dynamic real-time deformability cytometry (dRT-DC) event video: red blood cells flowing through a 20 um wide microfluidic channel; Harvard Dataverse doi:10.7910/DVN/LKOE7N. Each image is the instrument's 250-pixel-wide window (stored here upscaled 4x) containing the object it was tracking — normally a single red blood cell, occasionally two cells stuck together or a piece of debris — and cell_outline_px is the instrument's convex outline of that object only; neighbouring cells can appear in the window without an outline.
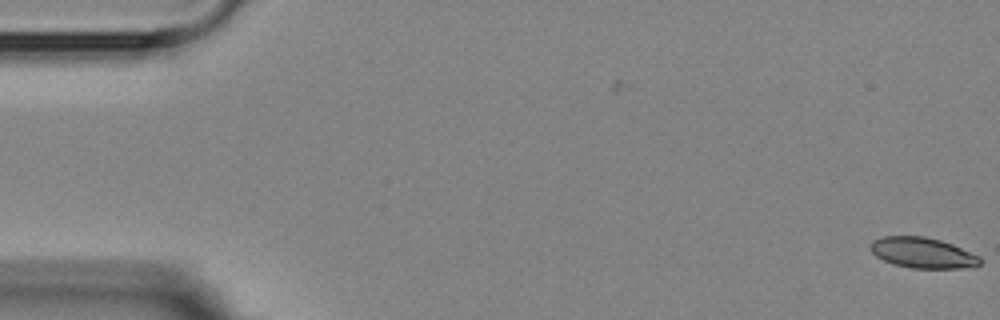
{"species": "Egyptian fruit bat (a non-hibernating species)", "species_latin": "Rousettus aegyptiacus", "temperature_condition": "room temperature", "stored_images_in_passage": 10, "camera_frame_rate_fps": 3000, "um_per_image_px": 0.085, "animal": {"sex": "female"}, "frame": {"image": 1, "passage_image": 1, "time_ms": 0.0, "image_size_px": [1000, 320], "cell_outline_px": [[984, 260], [980, 264], [972, 268], [912, 268], [892, 264], [876, 256], [868, 248], [872, 240], [880, 236], [924, 236], [940, 240], [952, 244], [980, 256]], "centroid_in_image_um": [78.43, 21.49], "position_along_channel_um": 6.6, "area_um2": 19.83}}
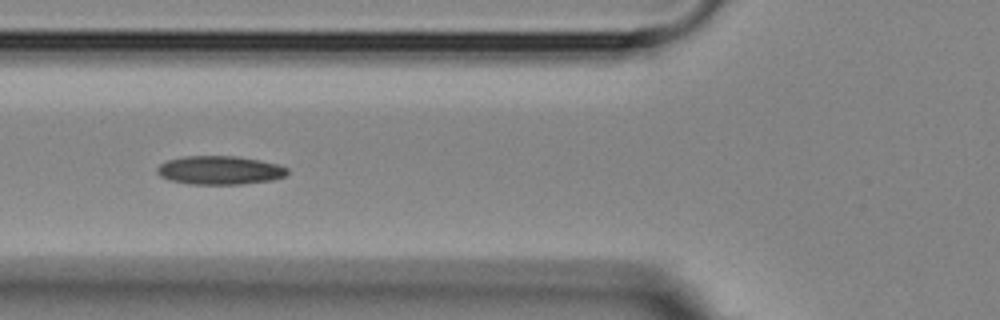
{"frame": {"image": 2, "passage_image": 6, "time_ms": 6.667, "image_size_px": [1000, 320], "cell_outline_px": [[288, 172], [284, 176], [272, 180], [244, 184], [188, 184], [168, 180], [160, 176], [156, 172], [156, 168], [160, 164], [168, 160], [184, 156], [236, 156], [260, 160], [276, 164], [288, 168]], "centroid_in_image_um": [18.65, 14.47], "position_along_channel_um": 107.2, "area_um2": 21.79}}
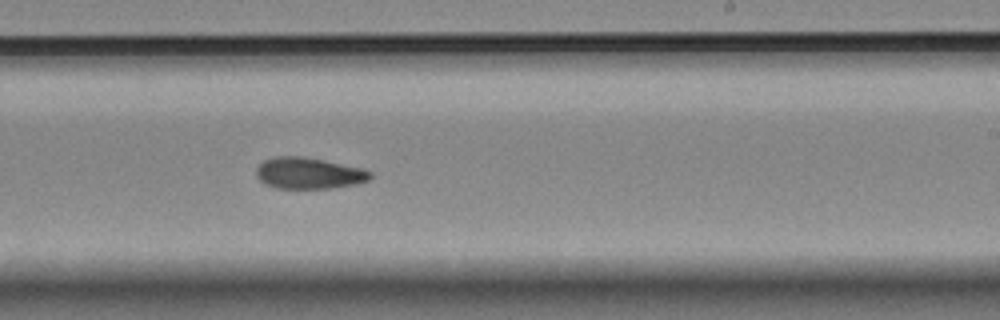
{"frame": {"image": 3, "passage_image": 10, "time_ms": 11.0, "image_size_px": [1000, 320], "cell_outline_px": [[372, 176], [368, 180], [356, 184], [332, 188], [276, 188], [264, 184], [256, 176], [256, 168], [264, 160], [272, 156], [304, 156], [364, 168], [372, 172]], "centroid_in_image_um": [26.24, 14.71], "position_along_channel_um": 262.8, "area_um2": 21.04}}